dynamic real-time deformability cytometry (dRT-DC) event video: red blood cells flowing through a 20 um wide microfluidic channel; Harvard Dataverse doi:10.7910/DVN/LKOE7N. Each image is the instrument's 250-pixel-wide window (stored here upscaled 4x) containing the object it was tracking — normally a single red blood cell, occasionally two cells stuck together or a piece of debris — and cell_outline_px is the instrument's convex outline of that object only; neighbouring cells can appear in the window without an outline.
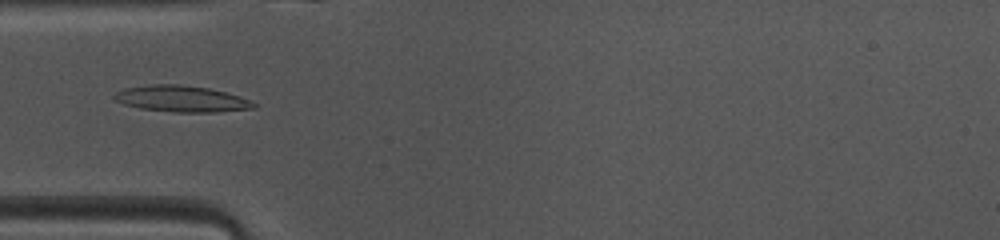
{"species": "common noctule bat (a hibernating species)", "species_latin": "Nyctalus noctula", "temperature_condition": "warm", "stored_images_in_passage": 47, "camera_frame_rate_fps": 3000, "um_per_image_px": 0.085, "animal": {"sex": "female", "body_mass_g": 10.0, "forearm_length_mm": 53.1}, "frame": {"image": 1, "passage_image": 13, "time_ms": 4.0, "image_size_px": [1000, 240], "cell_outline_px": [[256, 108], [216, 112], [172, 112], [140, 108], [124, 104], [116, 100], [112, 96], [116, 92], [124, 88], [152, 84], [180, 84], [208, 88], [240, 96], [256, 104]], "centroid_in_image_um": [15.41, 8.4], "position_along_channel_um": 69.6, "area_um2": 21.27}}
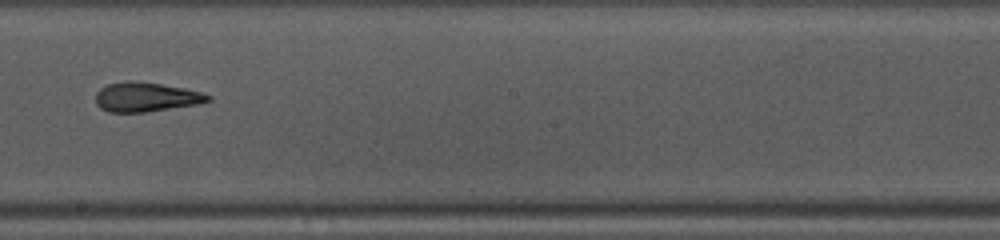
{"frame": {"image": 2, "passage_image": 25, "time_ms": 8.0, "image_size_px": [1000, 240], "cell_outline_px": [[212, 100], [200, 104], [144, 112], [108, 112], [100, 108], [96, 104], [96, 92], [100, 88], [108, 84], [128, 80], [160, 84], [184, 88], [200, 92], [212, 96]], "centroid_in_image_um": [12.41, 8.25], "position_along_channel_um": 235.8, "area_um2": 19.25}}
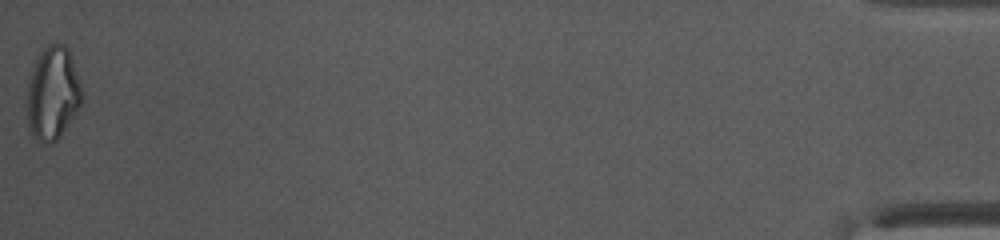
{"frame": {"image": 3, "passage_image": 47, "time_ms": 15.333, "image_size_px": [1000, 240], "cell_outline_px": [[80, 104], [60, 136], [56, 140], [48, 144], [44, 144], [36, 140], [32, 136], [28, 124], [28, 84], [36, 60], [40, 52], [48, 44], [64, 44], [68, 48], [80, 84]], "centroid_in_image_um": [4.46, 7.95], "position_along_channel_um": 430.7, "area_um2": 28.96}, "authors_computed_cell_mechanics": {"area_um2": 20.1722, "velocity_mm_per_s": 4.1156, "shape_relaxation_time_tau1_ms": null, "shape_relaxation_time_tau2_ms": 2.2458, "deformation_change_tau1": null, "deformation_change_tau2": 0.1088}}